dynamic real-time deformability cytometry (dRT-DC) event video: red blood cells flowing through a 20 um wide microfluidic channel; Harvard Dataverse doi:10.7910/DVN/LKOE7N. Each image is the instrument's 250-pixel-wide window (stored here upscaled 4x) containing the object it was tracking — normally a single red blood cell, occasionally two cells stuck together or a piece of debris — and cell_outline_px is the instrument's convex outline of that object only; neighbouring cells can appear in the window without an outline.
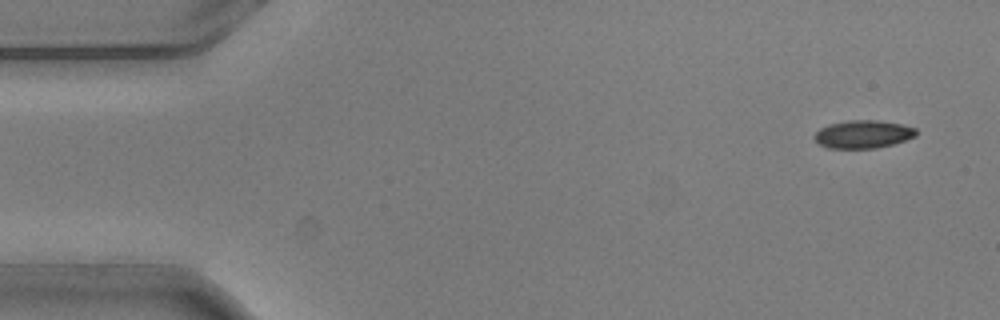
{"species": "common noctule bat (a hibernating species)", "species_latin": "Nyctalus noctula", "temperature_condition": "warm", "stored_images_in_passage": 4, "camera_frame_rate_fps": 3000, "um_per_image_px": 0.085, "animal": {"sex": "male", "body_mass_g": 20.5, "forearm_length_mm": 52.5}, "frame": {"image": 1, "passage_image": 1, "time_ms": 0.0, "image_size_px": [1000, 320], "cell_outline_px": [[916, 136], [892, 144], [876, 148], [828, 148], [820, 144], [812, 136], [820, 128], [828, 124], [848, 120], [876, 120], [900, 124], [916, 128]], "centroid_in_image_um": [73.33, 11.4], "position_along_channel_um": 11.7, "area_um2": 16.47}}